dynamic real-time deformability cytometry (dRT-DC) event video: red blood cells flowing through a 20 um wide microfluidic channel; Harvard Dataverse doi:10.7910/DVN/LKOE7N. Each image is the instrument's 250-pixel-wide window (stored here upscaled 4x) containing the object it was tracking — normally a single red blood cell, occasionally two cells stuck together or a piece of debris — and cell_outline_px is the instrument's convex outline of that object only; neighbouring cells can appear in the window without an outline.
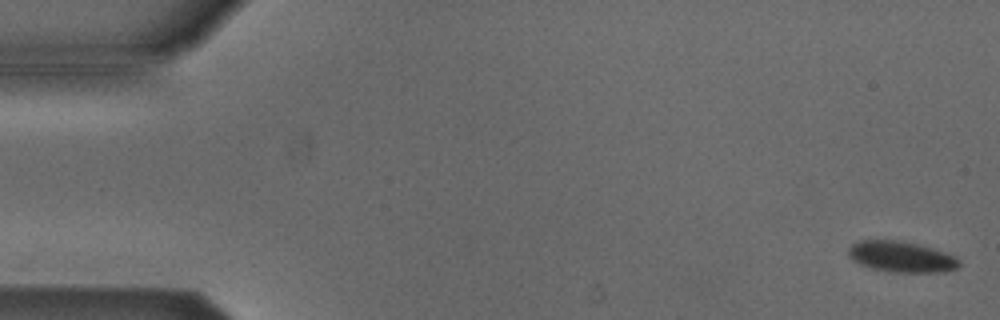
{"species": "Egyptian fruit bat (a non-hibernating species)", "species_latin": "Rousettus aegyptiacus", "temperature_condition": "cold", "stored_images_in_passage": 5, "camera_frame_rate_fps": 3000, "um_per_image_px": 0.085, "animal": {"sex": "male"}, "frame": {"image": 1, "passage_image": 1, "time_ms": 0.0, "image_size_px": [1000, 320], "cell_outline_px": [[960, 264], [956, 268], [944, 272], [892, 272], [872, 268], [860, 264], [852, 260], [848, 256], [848, 248], [852, 244], [860, 240], [896, 240], [916, 244], [932, 248], [956, 256], [960, 260]], "centroid_in_image_um": [76.6, 21.83], "position_along_channel_um": 8.4, "area_um2": 19.88}}